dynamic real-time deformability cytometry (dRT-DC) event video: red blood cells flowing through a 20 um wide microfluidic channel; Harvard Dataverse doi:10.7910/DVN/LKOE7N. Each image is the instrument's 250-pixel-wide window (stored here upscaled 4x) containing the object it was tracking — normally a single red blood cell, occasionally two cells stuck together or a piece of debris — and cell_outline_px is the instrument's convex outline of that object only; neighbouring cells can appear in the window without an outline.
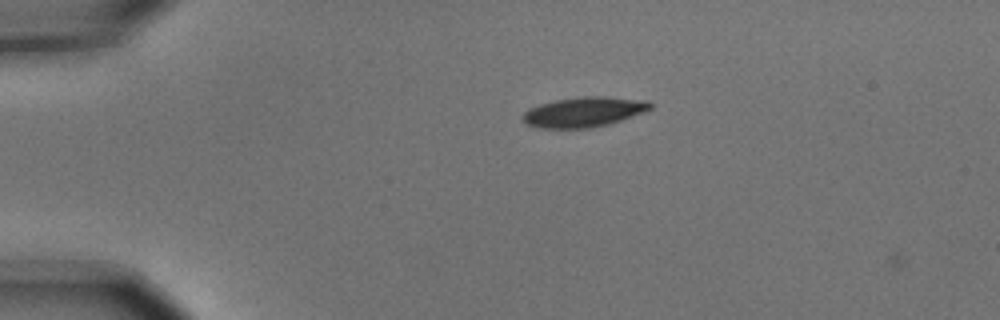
{"species": "common noctule bat (a hibernating species)", "species_latin": "Nyctalus noctula", "temperature_condition": "cold", "stored_images_in_passage": 3, "camera_frame_rate_fps": 3000, "um_per_image_px": 0.085, "animal": {"sex": "male", "body_mass_g": 15.6}, "frame": {"image": 1, "passage_image": 1, "time_ms": 0.0, "image_size_px": [1000, 320], "cell_outline_px": [[652, 108], [644, 112], [608, 124], [588, 128], [536, 128], [528, 124], [520, 116], [528, 108], [540, 104], [556, 100], [584, 96], [604, 96], [648, 100], [652, 104]], "centroid_in_image_um": [49.62, 9.51], "position_along_channel_um": 35.4, "area_um2": 22.31}}
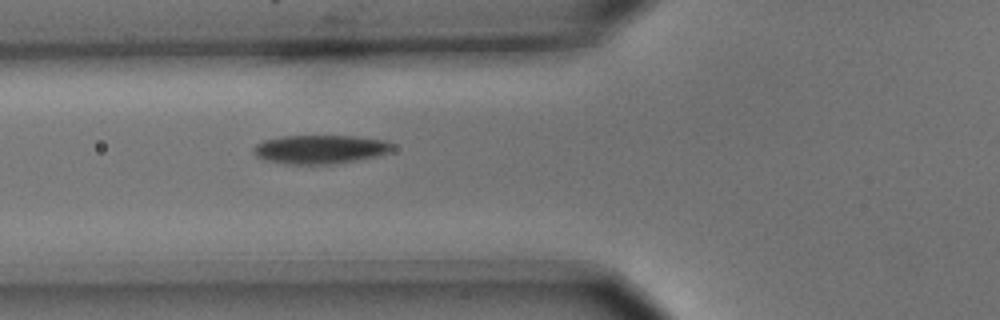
{"frame": {"image": 2, "passage_image": 3, "time_ms": 0.667, "image_size_px": [1000, 320], "cell_outline_px": [[392, 148], [388, 152], [376, 156], [356, 160], [332, 164], [288, 164], [264, 160], [256, 156], [252, 152], [252, 148], [256, 144], [264, 140], [284, 136], [356, 136], [384, 140], [392, 144]], "centroid_in_image_um": [27.16, 12.69], "position_along_channel_um": 98.6, "area_um2": 23.18}}